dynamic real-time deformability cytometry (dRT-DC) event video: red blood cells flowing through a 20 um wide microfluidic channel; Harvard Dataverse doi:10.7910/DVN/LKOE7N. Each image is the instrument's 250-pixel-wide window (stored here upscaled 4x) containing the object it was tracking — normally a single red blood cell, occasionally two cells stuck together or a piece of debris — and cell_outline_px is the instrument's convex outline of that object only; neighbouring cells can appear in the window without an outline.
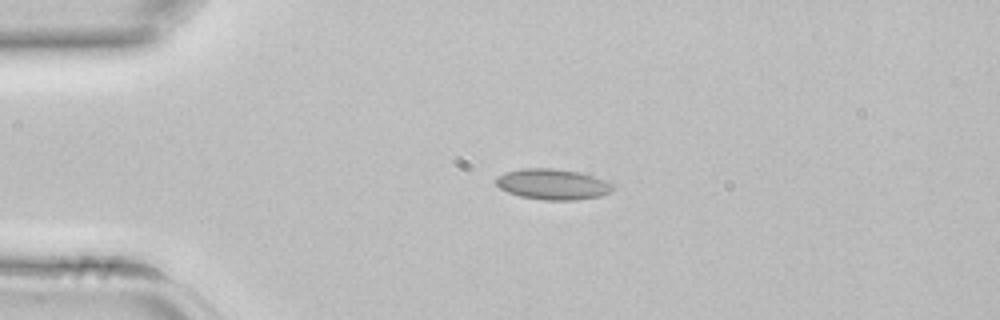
{"species": "common noctule bat (a hibernating species)", "species_latin": "Nyctalus noctula", "temperature_condition": "room temperature", "stored_images_in_passage": 34, "camera_frame_rate_fps": 3000, "um_per_image_px": 0.085, "animal": {"sex": "female", "body_mass_g": 22.7, "forearm_length_mm": 54.2}, "frame": {"image": 1, "passage_image": 1, "time_ms": 0.0, "image_size_px": [1000, 320], "cell_outline_px": [[616, 188], [612, 192], [600, 196], [576, 200], [544, 200], [520, 196], [508, 192], [500, 188], [496, 184], [496, 176], [504, 172], [524, 168], [552, 168], [576, 172], [608, 180], [616, 184]], "centroid_in_image_um": [47.02, 15.66], "position_along_channel_um": 38.0, "area_um2": 21.1}}
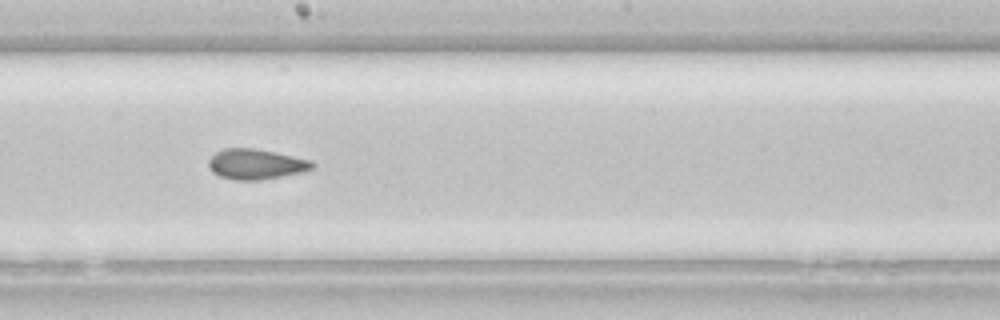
{"frame": {"image": 2, "passage_image": 15, "time_ms": 4.667, "image_size_px": [1000, 320], "cell_outline_px": [[316, 164], [312, 168], [304, 172], [260, 180], [236, 180], [220, 176], [212, 172], [208, 168], [208, 160], [216, 152], [224, 148], [256, 148], [276, 152], [312, 160]], "centroid_in_image_um": [21.76, 13.95], "position_along_channel_um": 226.4, "area_um2": 18.5}}
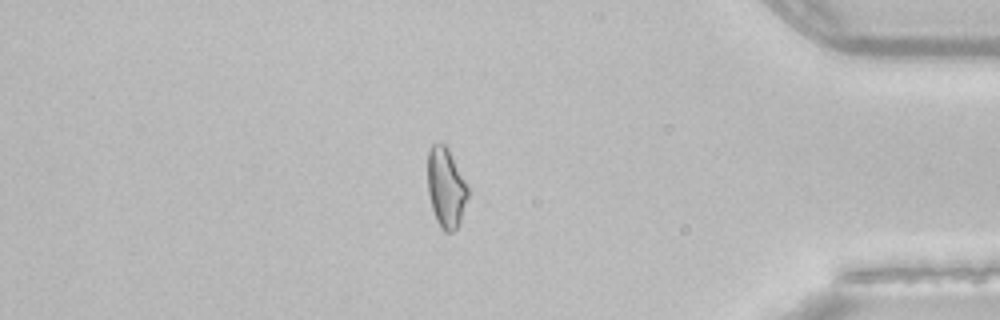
{"frame": {"image": 3, "passage_image": 28, "time_ms": 9.0, "image_size_px": [1000, 320], "cell_outline_px": [[468, 196], [460, 220], [456, 228], [452, 232], [444, 232], [436, 220], [432, 208], [428, 192], [428, 152], [432, 144], [444, 144], [448, 148], [468, 184]], "centroid_in_image_um": [37.91, 15.94], "position_along_channel_um": 397.3, "area_um2": 18.61}}